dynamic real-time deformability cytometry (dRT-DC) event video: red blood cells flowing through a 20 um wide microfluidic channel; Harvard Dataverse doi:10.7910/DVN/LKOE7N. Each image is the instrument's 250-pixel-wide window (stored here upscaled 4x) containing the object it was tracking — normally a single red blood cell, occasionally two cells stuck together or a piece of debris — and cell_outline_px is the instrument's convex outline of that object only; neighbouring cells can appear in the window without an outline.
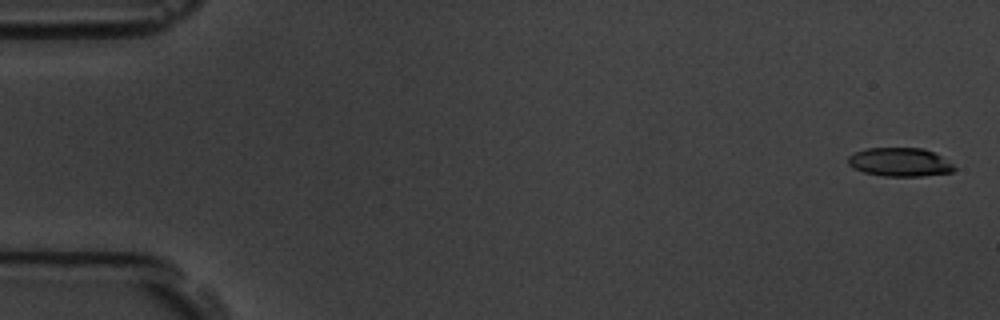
{"species": "common noctule bat (a hibernating species)", "species_latin": "Nyctalus noctula", "temperature_condition": "room temperature", "stored_images_in_passage": 58, "camera_frame_rate_fps": 3000, "um_per_image_px": 0.085, "animal": {"sex": "male", "body_mass_g": 19.5, "forearm_length_mm": 54.6}, "frame": {"image": 1, "passage_image": 2, "time_ms": 0.333, "image_size_px": [1000, 320], "cell_outline_px": [[956, 168], [952, 172], [924, 176], [884, 176], [864, 172], [848, 164], [848, 156], [856, 152], [868, 148], [924, 148], [940, 156], [952, 164]], "centroid_in_image_um": [76.49, 13.78], "position_along_channel_um": 8.5, "area_um2": 17.51}}
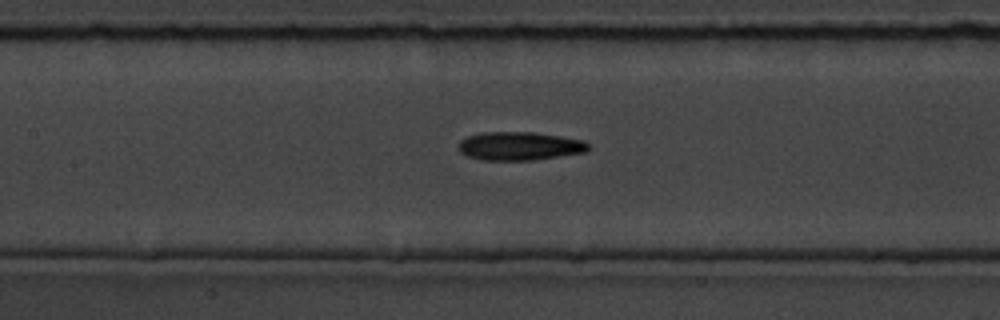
{"frame": {"image": 2, "passage_image": 27, "time_ms": 8.667, "image_size_px": [1000, 320], "cell_outline_px": [[588, 152], [532, 160], [480, 160], [468, 156], [460, 152], [460, 140], [468, 136], [484, 132], [532, 132], [560, 136], [584, 140], [588, 144]], "centroid_in_image_um": [44.18, 12.42], "position_along_channel_um": 163.2, "area_um2": 21.44}}
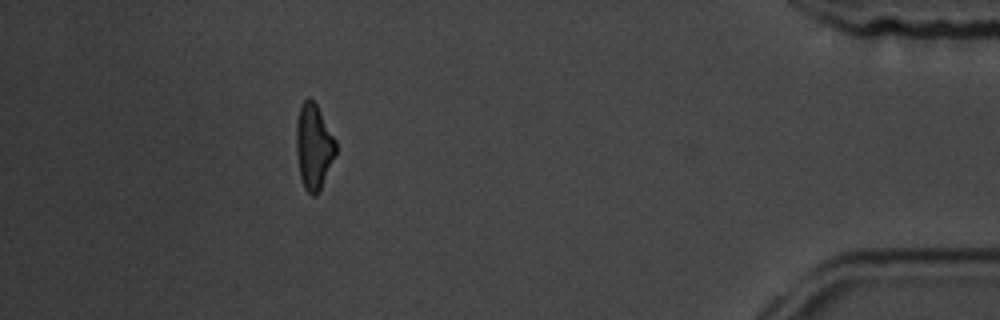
{"frame": {"image": 3, "passage_image": 52, "time_ms": 17.0, "image_size_px": [1000, 320], "cell_outline_px": [[336, 152], [320, 188], [316, 196], [312, 196], [304, 188], [300, 176], [296, 152], [296, 124], [300, 104], [308, 96], [316, 104], [336, 140]], "centroid_in_image_um": [26.64, 12.43], "position_along_channel_um": 408.6, "area_um2": 19.48}, "authors_computed_cell_mechanics": {"area_um2": 20.2589, "velocity_mm_per_s": 3.5946, "shape_relaxation_time_tau1_ms": 4.5068, "shape_relaxation_time_tau2_ms": 8.4205, "deformation_change_tau1": 0.1647, "deformation_change_tau2": 0.2016}}